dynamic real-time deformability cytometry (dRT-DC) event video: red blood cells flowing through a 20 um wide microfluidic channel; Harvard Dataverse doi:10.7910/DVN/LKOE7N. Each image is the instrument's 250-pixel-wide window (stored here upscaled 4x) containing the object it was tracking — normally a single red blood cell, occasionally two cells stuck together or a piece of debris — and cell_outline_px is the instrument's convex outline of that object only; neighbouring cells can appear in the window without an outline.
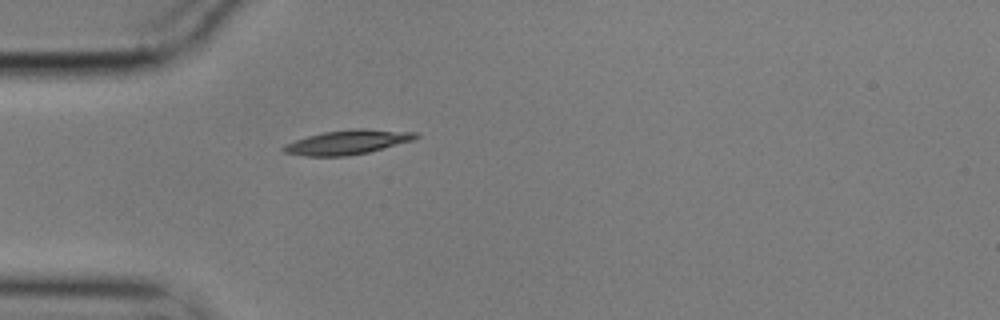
{"species": "common noctule bat (a hibernating species)", "species_latin": "Nyctalus noctula", "temperature_condition": "cold", "stored_images_in_passage": 3, "camera_frame_rate_fps": 3000, "um_per_image_px": 0.085, "animal": {"sex": "male", "body_mass_g": 17.9}, "frame": {"image": 1, "passage_image": 1, "time_ms": 0.0, "image_size_px": [1000, 320], "cell_outline_px": [[420, 136], [412, 140], [368, 152], [348, 156], [308, 156], [284, 152], [280, 148], [284, 144], [308, 136], [324, 132], [352, 128], [364, 128], [416, 132]], "centroid_in_image_um": [29.53, 12.07], "position_along_channel_um": 55.5, "area_um2": 18.67}}